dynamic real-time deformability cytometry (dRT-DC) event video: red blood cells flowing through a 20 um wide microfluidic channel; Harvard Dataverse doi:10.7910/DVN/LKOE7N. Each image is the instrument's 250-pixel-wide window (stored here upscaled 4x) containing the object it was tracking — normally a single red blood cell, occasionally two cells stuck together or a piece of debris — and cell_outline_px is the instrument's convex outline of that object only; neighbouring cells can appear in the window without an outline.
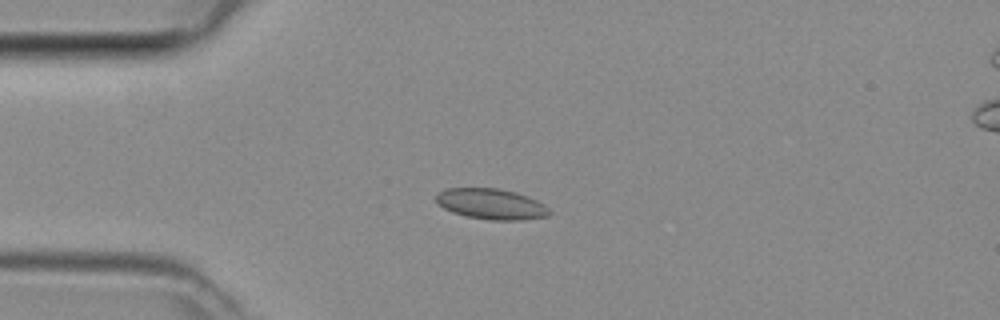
{"species": "common noctule bat (a hibernating species)", "species_latin": "Nyctalus noctula", "temperature_condition": "room temperature", "stored_images_in_passage": 4, "camera_frame_rate_fps": 3000, "um_per_image_px": 0.085, "animal": {"sex": "female", "body_mass_g": 29.2, "forearm_length_mm": 56.3}, "frame": {"image": 1, "passage_image": 3, "time_ms": 0.667, "image_size_px": [1000, 320], "cell_outline_px": [[552, 212], [548, 216], [520, 220], [488, 220], [464, 216], [452, 212], [444, 208], [436, 200], [436, 196], [444, 188], [496, 188], [516, 192], [528, 196], [544, 204]], "centroid_in_image_um": [41.77, 17.34], "position_along_channel_um": 43.2, "area_um2": 20.29}}